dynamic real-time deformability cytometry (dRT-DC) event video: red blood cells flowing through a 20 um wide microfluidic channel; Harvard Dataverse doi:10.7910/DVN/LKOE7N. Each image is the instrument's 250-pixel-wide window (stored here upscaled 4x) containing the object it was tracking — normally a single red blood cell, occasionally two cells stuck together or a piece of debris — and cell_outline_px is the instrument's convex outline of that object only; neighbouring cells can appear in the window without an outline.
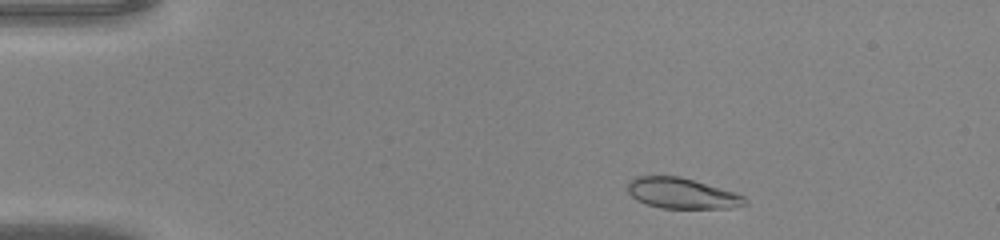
{"species": "common noctule bat (a hibernating species)", "species_latin": "Nyctalus noctula", "temperature_condition": "warm", "stored_images_in_passage": 43, "camera_frame_rate_fps": 3000, "um_per_image_px": 0.085, "animal": {"sex": "male", "body_mass_g": 20.0, "forearm_length_mm": 53.3}, "frame": {"image": 1, "passage_image": 4, "time_ms": 1.0, "image_size_px": [1000, 240], "cell_outline_px": [[748, 204], [732, 208], [660, 208], [636, 200], [628, 192], [628, 180], [636, 176], [680, 176], [736, 192], [744, 196], [748, 200]], "centroid_in_image_um": [57.99, 16.43], "position_along_channel_um": 27.0, "area_um2": 21.1}}
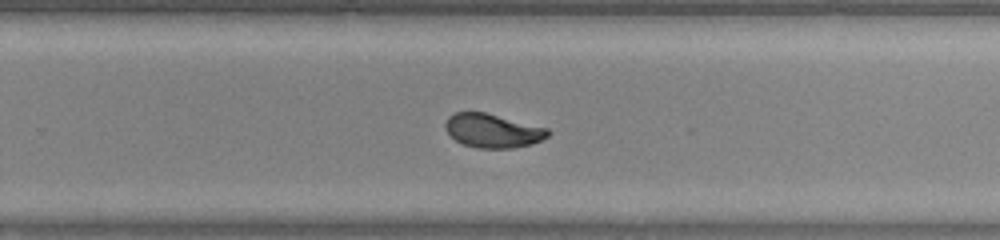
{"frame": {"image": 2, "passage_image": 27, "time_ms": 8.667, "image_size_px": [1000, 240], "cell_outline_px": [[552, 132], [548, 136], [532, 144], [512, 148], [476, 148], [464, 144], [456, 140], [444, 128], [444, 124], [448, 116], [456, 112], [484, 112], [548, 128]], "centroid_in_image_um": [41.88, 11.11], "position_along_channel_um": 287.9, "area_um2": 20.17}}
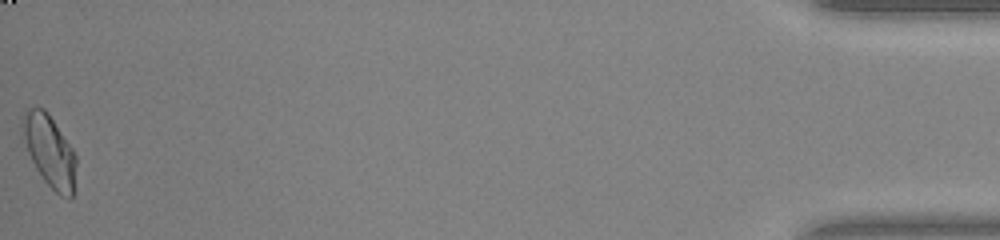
{"frame": {"image": 3, "passage_image": 43, "time_ms": 14.0, "image_size_px": [1000, 240], "cell_outline_px": [[76, 164], [72, 196], [68, 200], [60, 196], [44, 180], [36, 168], [28, 152], [20, 124], [20, 116], [24, 108], [44, 108], [48, 112], [72, 148], [76, 156]], "centroid_in_image_um": [4.18, 12.79], "position_along_channel_um": 431.0, "area_um2": 22.43}}